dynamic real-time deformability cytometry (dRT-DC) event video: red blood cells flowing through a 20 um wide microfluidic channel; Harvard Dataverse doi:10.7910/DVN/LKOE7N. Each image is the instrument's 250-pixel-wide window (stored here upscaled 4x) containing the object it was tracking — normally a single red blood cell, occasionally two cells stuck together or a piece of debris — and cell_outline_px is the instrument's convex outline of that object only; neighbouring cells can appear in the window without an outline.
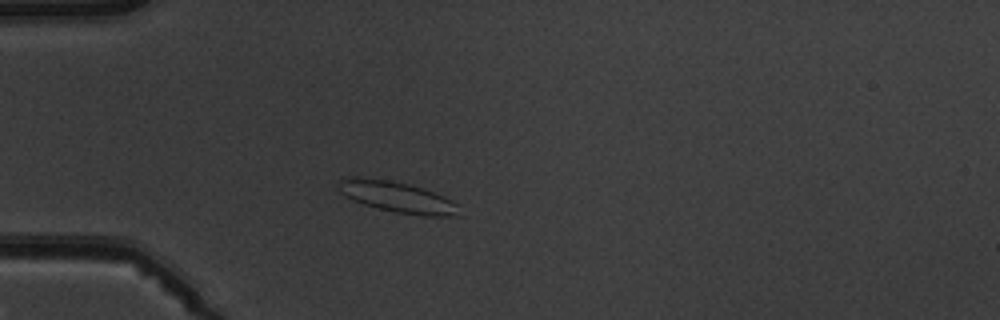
{"species": "common noctule bat (a hibernating species)", "species_latin": "Nyctalus noctula", "temperature_condition": "warm", "stored_images_in_passage": 4, "camera_frame_rate_fps": 3000, "um_per_image_px": 0.085, "animal": {"sex": "male", "body_mass_g": 19.5, "forearm_length_mm": 54.6}, "frame": {"image": 1, "passage_image": 3, "time_ms": 2.333, "image_size_px": [1000, 320], "cell_outline_px": [[460, 216], [424, 216], [396, 212], [364, 204], [352, 200], [340, 192], [336, 184], [344, 176], [356, 176], [388, 180], [408, 184], [444, 196], [452, 200], [456, 204]], "centroid_in_image_um": [33.71, 16.73], "position_along_channel_um": 51.3, "area_um2": 21.62}}